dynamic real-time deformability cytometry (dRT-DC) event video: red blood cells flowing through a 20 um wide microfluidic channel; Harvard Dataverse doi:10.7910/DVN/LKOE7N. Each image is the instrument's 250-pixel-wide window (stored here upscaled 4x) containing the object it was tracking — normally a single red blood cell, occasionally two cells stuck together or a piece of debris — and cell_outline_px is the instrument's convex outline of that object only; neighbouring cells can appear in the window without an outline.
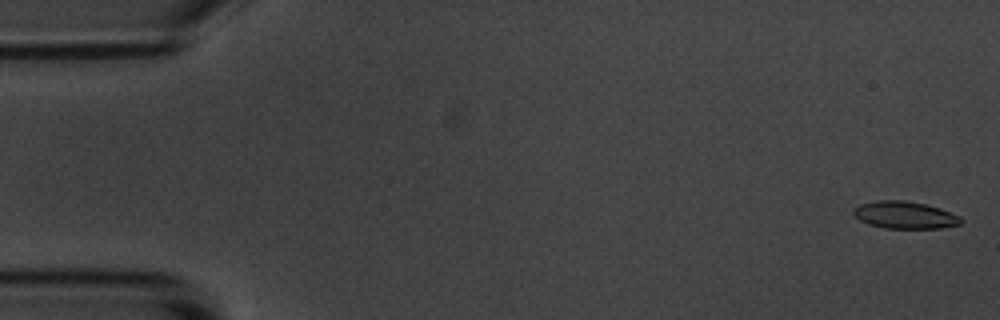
{"species": "common noctule bat (a hibernating species)", "species_latin": "Nyctalus noctula", "temperature_condition": "room temperature", "stored_images_in_passage": 55, "camera_frame_rate_fps": 3000, "um_per_image_px": 0.085, "animal": {"sex": "male", "body_mass_g": 20.1, "forearm_length_mm": 53.5}, "frame": {"image": 1, "passage_image": 2, "time_ms": 0.333, "image_size_px": [1000, 320], "cell_outline_px": [[964, 220], [960, 224], [940, 228], [884, 228], [868, 224], [860, 220], [852, 212], [852, 208], [860, 204], [880, 200], [904, 200], [924, 204], [940, 208], [960, 216]], "centroid_in_image_um": [76.9, 18.28], "position_along_channel_um": 8.1, "area_um2": 17.05}}
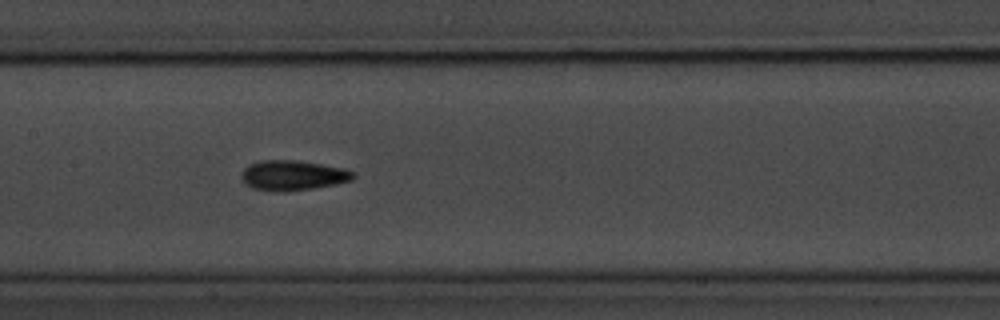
{"frame": {"image": 2, "passage_image": 27, "time_ms": 8.667, "image_size_px": [1000, 320], "cell_outline_px": [[356, 176], [352, 180], [312, 188], [284, 192], [252, 188], [244, 184], [240, 176], [240, 172], [248, 164], [260, 160], [296, 160], [344, 168], [356, 172]], "centroid_in_image_um": [24.85, 14.89], "position_along_channel_um": 182.6, "area_um2": 19.65}}
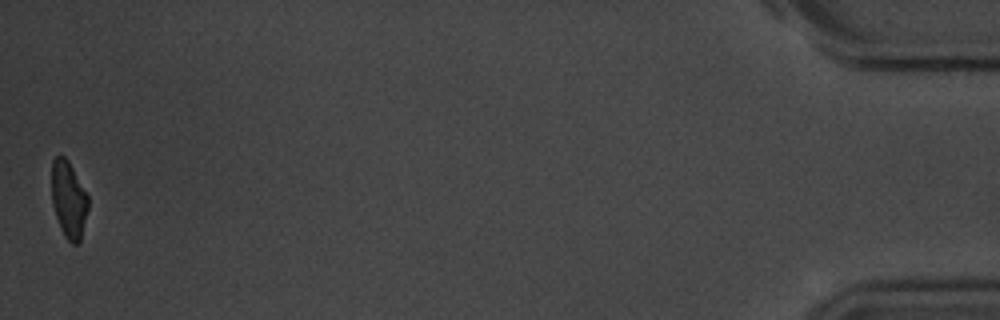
{"frame": {"image": 3, "passage_image": 55, "time_ms": 18.0, "image_size_px": [1000, 320], "cell_outline_px": [[88, 208], [80, 240], [76, 244], [72, 244], [64, 236], [60, 228], [52, 204], [52, 160], [56, 156], [64, 156], [68, 160], [88, 196]], "centroid_in_image_um": [5.83, 16.96], "position_along_channel_um": 429.4, "area_um2": 16.18}, "authors_computed_cell_mechanics": {"area_um2": 17.8602, "velocity_mm_per_s": 3.6689, "shape_relaxation_time_tau1_ms": 3.0406, "shape_relaxation_time_tau2_ms": 2.879, "deformation_change_tau1": 0.1118, "deformation_change_tau2": 0.1001}}